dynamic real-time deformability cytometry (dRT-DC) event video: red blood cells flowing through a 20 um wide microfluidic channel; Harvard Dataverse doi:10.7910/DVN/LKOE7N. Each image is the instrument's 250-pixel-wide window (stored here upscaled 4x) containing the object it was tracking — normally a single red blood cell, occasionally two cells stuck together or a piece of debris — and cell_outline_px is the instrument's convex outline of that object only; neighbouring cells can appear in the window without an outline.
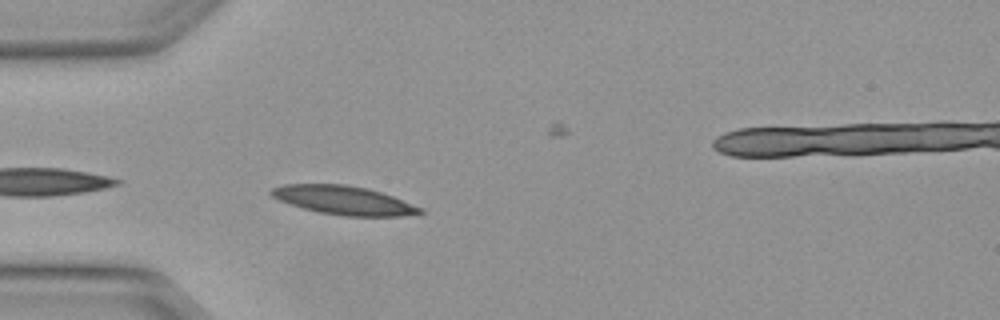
{"species": "Egyptian fruit bat (a non-hibernating species)", "species_latin": "Rousettus aegyptiacus", "temperature_condition": "warm", "stored_images_in_passage": 3, "camera_frame_rate_fps": 3000, "um_per_image_px": 0.085, "animal": {"sex": "female"}, "frame": {"image": 1, "passage_image": 2, "time_ms": 0.333, "image_size_px": [1000, 320], "cell_outline_px": [[424, 212], [400, 216], [344, 216], [320, 212], [304, 208], [276, 200], [268, 192], [272, 188], [284, 184], [344, 184], [368, 188], [392, 196], [424, 208]], "centroid_in_image_um": [29.19, 17.01], "position_along_channel_um": 55.8, "area_um2": 24.85}}